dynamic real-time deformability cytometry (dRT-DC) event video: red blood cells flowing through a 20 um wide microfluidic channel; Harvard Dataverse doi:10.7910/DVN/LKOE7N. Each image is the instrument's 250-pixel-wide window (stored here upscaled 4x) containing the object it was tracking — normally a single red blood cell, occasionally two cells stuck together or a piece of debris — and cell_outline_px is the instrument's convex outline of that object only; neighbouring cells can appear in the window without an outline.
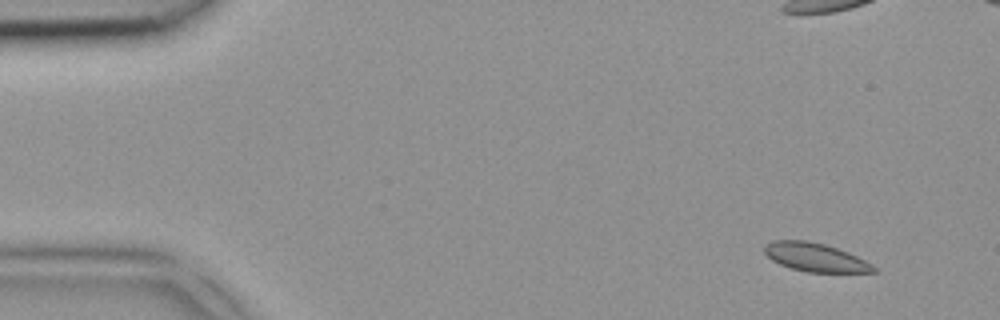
{"species": "common noctule bat (a hibernating species)", "species_latin": "Nyctalus noctula", "temperature_condition": "room temperature", "stored_images_in_passage": 3, "segment_of_instrument_passage": [2, 2], "camera_frame_rate_fps": 3000, "um_per_image_px": 0.085, "animal": {"sex": "female", "body_mass_g": 18.4}, "frame": {"image": 1, "passage_image": 3, "time_ms": 0.667, "image_size_px": [1000, 320], "cell_outline_px": [[880, 272], [808, 272], [792, 268], [780, 264], [772, 260], [764, 252], [764, 248], [772, 240], [808, 240], [824, 244], [848, 252], [872, 264]], "centroid_in_image_um": [69.32, 21.87], "position_along_channel_um": 15.7, "area_um2": 17.98}}